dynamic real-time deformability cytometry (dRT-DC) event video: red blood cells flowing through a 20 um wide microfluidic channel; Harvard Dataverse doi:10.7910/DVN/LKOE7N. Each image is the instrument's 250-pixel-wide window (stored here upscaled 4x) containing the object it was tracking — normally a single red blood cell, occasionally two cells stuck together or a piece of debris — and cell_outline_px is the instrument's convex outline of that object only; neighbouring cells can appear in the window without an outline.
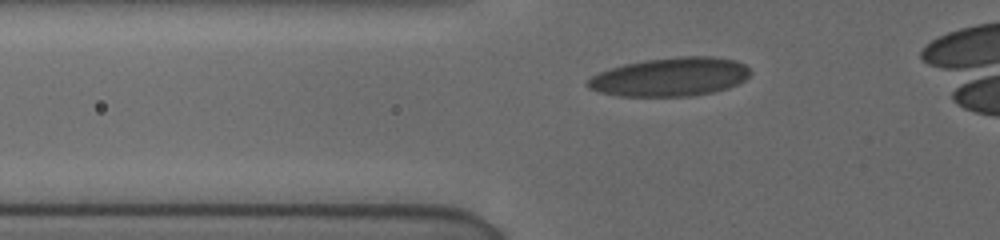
{"species": "human", "species_latin": "Homo sapiens", "temperature_condition": "cold", "stored_images_in_passage": 37, "camera_frame_rate_fps": 3000, "um_per_image_px": 0.085, "donor": {"sex": "female"}, "frame": {"image": 1, "passage_image": 10, "time_ms": 4.333, "image_size_px": [1000, 240], "cell_outline_px": [[752, 72], [744, 80], [728, 88], [712, 92], [692, 96], [620, 96], [600, 92], [588, 88], [584, 84], [592, 76], [600, 72], [624, 64], [644, 60], [680, 56], [712, 56], [736, 60], [744, 64]], "centroid_in_image_um": [56.98, 6.53], "position_along_channel_um": 68.8, "area_um2": 36.65}}
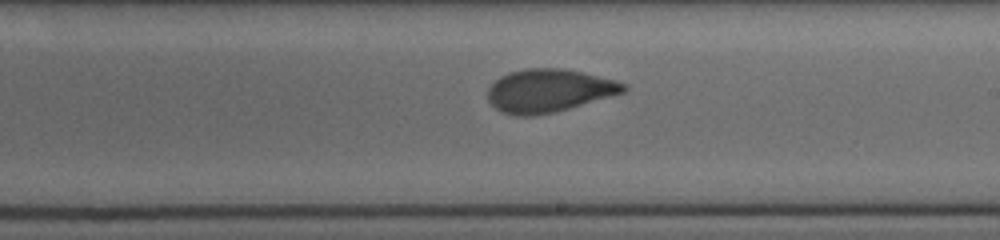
{"frame": {"image": 2, "passage_image": 20, "time_ms": 9.0, "image_size_px": [1000, 240], "cell_outline_px": [[628, 88], [624, 92], [568, 108], [552, 112], [532, 116], [516, 116], [504, 112], [496, 108], [488, 100], [488, 88], [500, 76], [508, 72], [528, 68], [560, 68], [580, 72], [616, 80], [628, 84]], "centroid_in_image_um": [46.64, 7.69], "position_along_channel_um": 242.4, "area_um2": 33.7}}
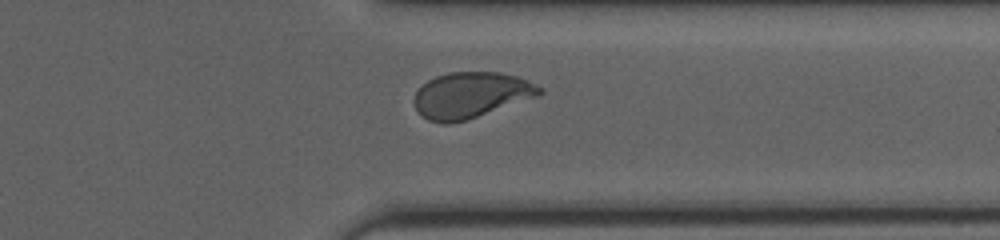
{"frame": {"image": 3, "passage_image": 28, "time_ms": 12.333, "image_size_px": [1000, 240], "cell_outline_px": [[544, 92], [540, 96], [452, 124], [444, 124], [428, 120], [416, 108], [412, 100], [416, 92], [428, 80], [436, 76], [448, 72], [500, 72], [516, 76], [536, 84], [544, 88]], "centroid_in_image_um": [40.05, 8.08], "position_along_channel_um": 371.3, "area_um2": 33.52}}